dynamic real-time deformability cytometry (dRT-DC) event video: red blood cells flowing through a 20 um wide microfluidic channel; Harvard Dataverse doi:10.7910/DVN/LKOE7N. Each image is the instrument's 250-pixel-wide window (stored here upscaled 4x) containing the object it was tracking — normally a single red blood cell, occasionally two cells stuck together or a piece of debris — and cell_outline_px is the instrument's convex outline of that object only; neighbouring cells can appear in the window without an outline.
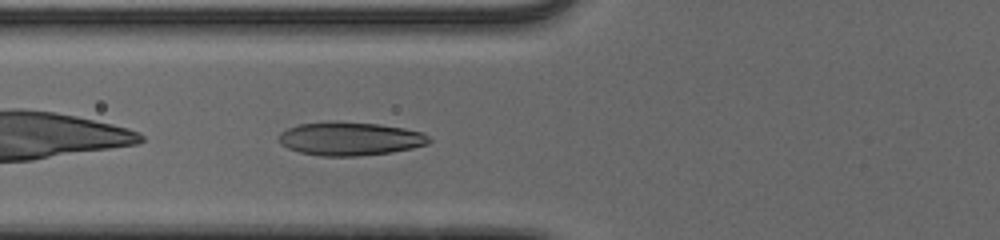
{"species": "human", "species_latin": "Homo sapiens", "temperature_condition": "cold", "stored_images_in_passage": 35, "camera_frame_rate_fps": 3000, "um_per_image_px": 0.085, "donor": {"sex": "male"}, "frame": {"image": 1, "passage_image": 3, "time_ms": 0.667, "image_size_px": [1000, 240], "cell_outline_px": [[432, 140], [428, 144], [412, 148], [392, 152], [356, 156], [320, 156], [300, 152], [288, 148], [280, 144], [276, 140], [276, 136], [280, 132], [288, 128], [300, 124], [328, 120], [336, 120], [380, 124], [404, 128], [424, 132]], "centroid_in_image_um": [29.72, 11.77], "position_along_channel_um": 96.1, "area_um2": 29.88}}
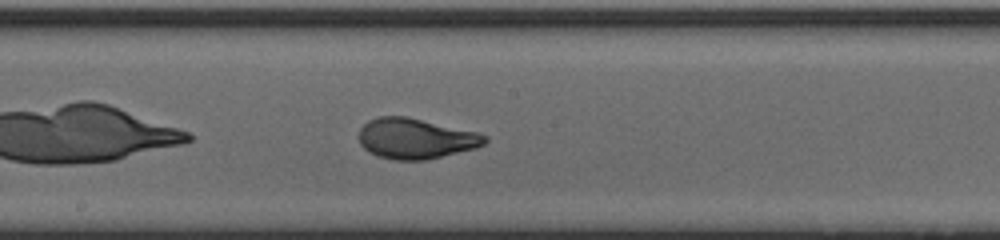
{"frame": {"image": 2, "passage_image": 12, "time_ms": 3.667, "image_size_px": [1000, 240], "cell_outline_px": [[488, 140], [484, 144], [476, 148], [424, 160], [392, 160], [368, 152], [360, 144], [360, 128], [368, 120], [376, 116], [408, 116], [480, 132], [488, 136]], "centroid_in_image_um": [35.35, 11.76], "position_along_channel_um": 212.8, "area_um2": 29.94}}
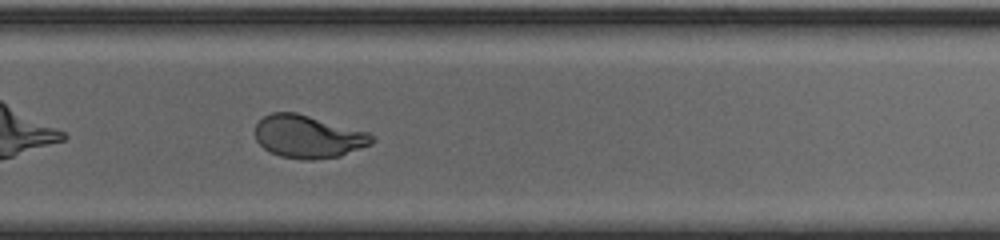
{"frame": {"image": 3, "passage_image": 19, "time_ms": 6.0, "image_size_px": [1000, 240], "cell_outline_px": [[376, 140], [372, 144], [340, 156], [312, 160], [304, 160], [280, 156], [264, 148], [256, 140], [256, 124], [264, 116], [272, 112], [296, 112], [368, 132]], "centroid_in_image_um": [26.2, 11.61], "position_along_channel_um": 303.6, "area_um2": 29.02}, "authors_computed_cell_mechanics": {"area_um2": 29.6514, "velocity_mm_per_s": 3.9015, "shape_relaxation_time_tau1_ms": 3.9997, "shape_relaxation_time_tau2_ms": null, "deformation_change_tau1": 0.1989, "deformation_change_tau2": null}}